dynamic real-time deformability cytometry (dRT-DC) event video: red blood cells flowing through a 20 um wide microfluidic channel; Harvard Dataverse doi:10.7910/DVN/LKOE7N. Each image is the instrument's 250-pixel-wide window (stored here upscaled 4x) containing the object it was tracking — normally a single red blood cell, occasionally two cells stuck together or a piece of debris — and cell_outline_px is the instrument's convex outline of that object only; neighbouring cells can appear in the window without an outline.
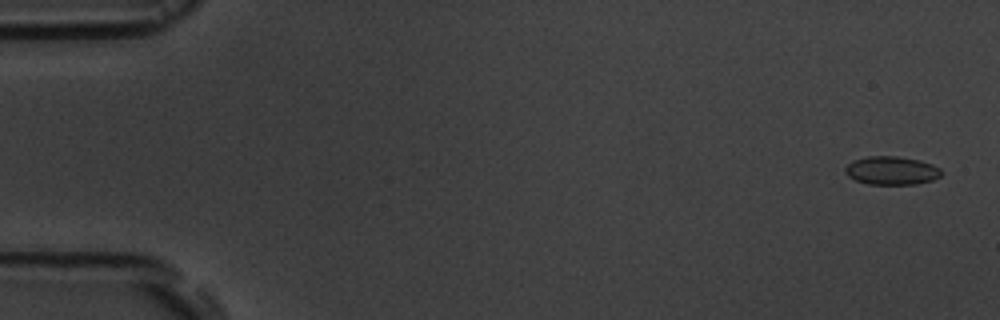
{"species": "common noctule bat (a hibernating species)", "species_latin": "Nyctalus noctula", "temperature_condition": "room temperature", "stored_images_in_passage": 5, "camera_frame_rate_fps": 3000, "um_per_image_px": 0.085, "animal": {"sex": "male", "body_mass_g": 19.5, "forearm_length_mm": 54.6}, "frame": {"image": 1, "passage_image": 1, "time_ms": 0.0, "image_size_px": [1000, 320], "cell_outline_px": [[944, 172], [940, 176], [932, 180], [916, 184], [868, 184], [856, 180], [848, 176], [844, 172], [844, 168], [852, 160], [868, 156], [896, 156], [920, 160], [932, 164], [940, 168]], "centroid_in_image_um": [75.78, 14.49], "position_along_channel_um": 9.2, "area_um2": 16.01}}
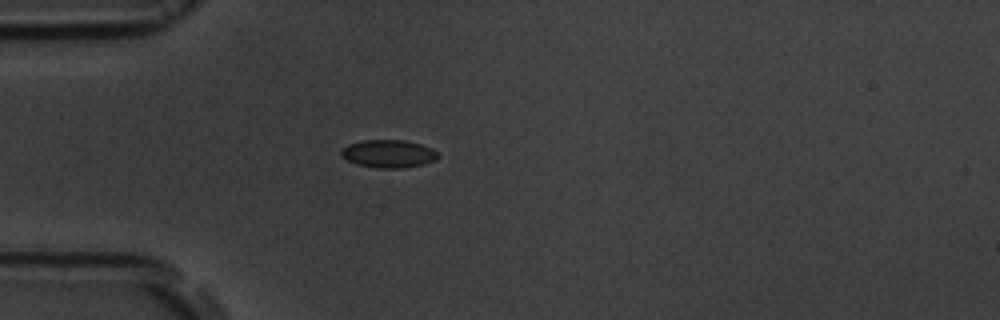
{"frame": {"image": 2, "passage_image": 5, "time_ms": 4.667, "image_size_px": [1000, 320], "cell_outline_px": [[440, 156], [424, 164], [400, 168], [380, 168], [356, 164], [340, 156], [340, 152], [348, 144], [360, 140], [404, 140], [420, 144], [432, 148]], "centroid_in_image_um": [32.99, 13.06], "position_along_channel_um": 52.0, "area_um2": 15.61}}